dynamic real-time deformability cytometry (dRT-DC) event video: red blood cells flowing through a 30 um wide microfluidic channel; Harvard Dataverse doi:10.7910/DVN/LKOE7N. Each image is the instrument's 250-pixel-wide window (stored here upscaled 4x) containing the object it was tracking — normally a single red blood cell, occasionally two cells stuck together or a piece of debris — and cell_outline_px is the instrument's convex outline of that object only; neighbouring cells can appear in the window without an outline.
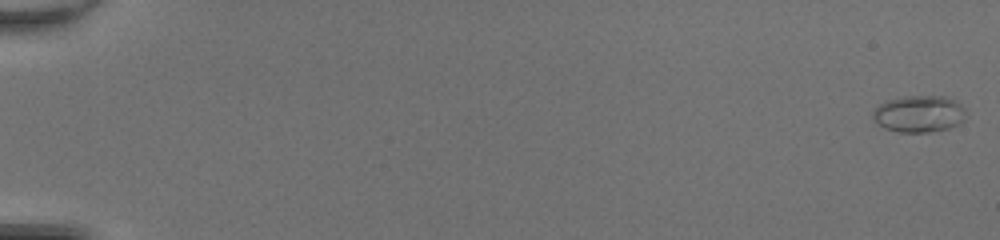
{"species": "common noctule bat (a hibernating species)", "species_latin": "Nyctalus noctula", "temperature_condition": "room temperature", "stored_images_in_passage": 50, "camera_frame_rate_fps": 3000, "um_per_image_px": 0.085, "animal": {"sex": "female", "body_mass_g": 20.0, "forearm_length_mm": 54.0}, "frame": {"image": 1, "passage_image": 1, "time_ms": 0.0, "image_size_px": [1000, 240], "cell_outline_px": [[964, 120], [960, 124], [948, 128], [928, 132], [900, 132], [884, 128], [876, 124], [872, 120], [872, 112], [880, 104], [888, 100], [904, 96], [944, 96], [956, 100], [964, 108]], "centroid_in_image_um": [78.1, 9.68], "position_along_channel_um": 6.9, "area_um2": 20.06}}
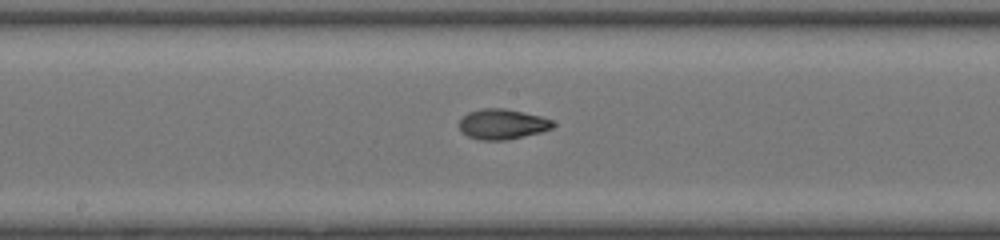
{"frame": {"image": 2, "passage_image": 29, "time_ms": 9.333, "image_size_px": [1000, 240], "cell_outline_px": [[556, 124], [552, 128], [540, 132], [524, 136], [504, 140], [480, 140], [468, 136], [460, 132], [460, 116], [468, 112], [480, 108], [504, 108], [540, 116], [552, 120]], "centroid_in_image_um": [42.66, 10.54], "position_along_channel_um": 205.5, "area_um2": 16.59}}
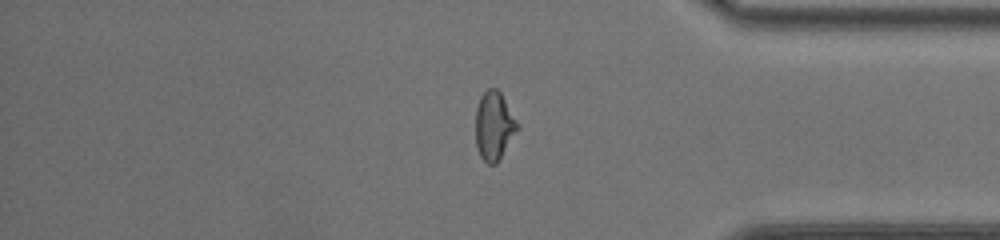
{"frame": {"image": 3, "passage_image": 43, "time_ms": 14.0, "image_size_px": [1000, 240], "cell_outline_px": [[520, 128], [496, 164], [488, 164], [480, 156], [476, 144], [476, 108], [480, 96], [488, 88], [496, 88], [500, 92], [520, 124]], "centroid_in_image_um": [42.01, 10.69], "position_along_channel_um": 393.2, "area_um2": 16.82}, "authors_computed_cell_mechanics": {"area_um2": 16.6753, "velocity_mm_per_s": 4.3285, "shape_relaxation_time_tau1_ms": 6.3014, "shape_relaxation_time_tau2_ms": 1.8237, "deformation_change_tau1": 0.2158, "deformation_change_tau2": 0.0735}}